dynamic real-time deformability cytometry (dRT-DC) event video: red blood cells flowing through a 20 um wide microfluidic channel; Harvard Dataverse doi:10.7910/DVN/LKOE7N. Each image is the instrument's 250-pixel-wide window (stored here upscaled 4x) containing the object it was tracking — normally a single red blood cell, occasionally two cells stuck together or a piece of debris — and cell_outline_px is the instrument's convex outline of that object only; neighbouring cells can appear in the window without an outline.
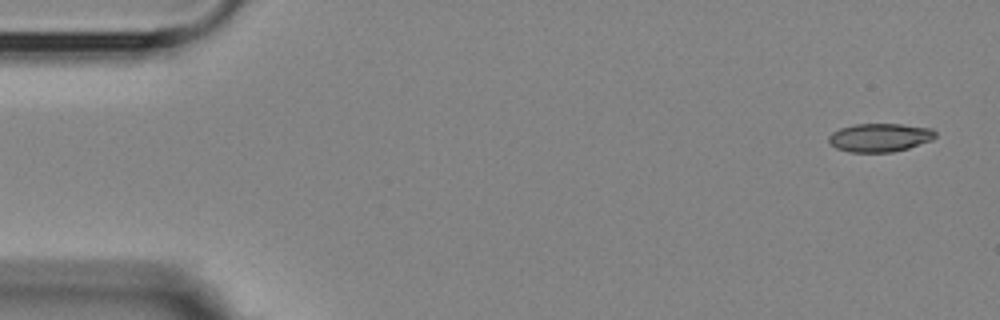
{"species": "Egyptian fruit bat (a non-hibernating species)", "species_latin": "Rousettus aegyptiacus", "temperature_condition": "room temperature", "stored_images_in_passage": 5, "segment_of_instrument_passage": [1, 2], "camera_frame_rate_fps": 3000, "um_per_image_px": 0.085, "animal": {"sex": "female"}, "frame": {"image": 1, "passage_image": 1, "time_ms": 0.0, "image_size_px": [1000, 320], "cell_outline_px": [[936, 136], [932, 140], [908, 148], [892, 152], [848, 152], [836, 148], [828, 140], [828, 136], [832, 132], [840, 128], [856, 124], [900, 124], [932, 128], [936, 132]], "centroid_in_image_um": [74.79, 11.69], "position_along_channel_um": 10.2, "area_um2": 17.69}}
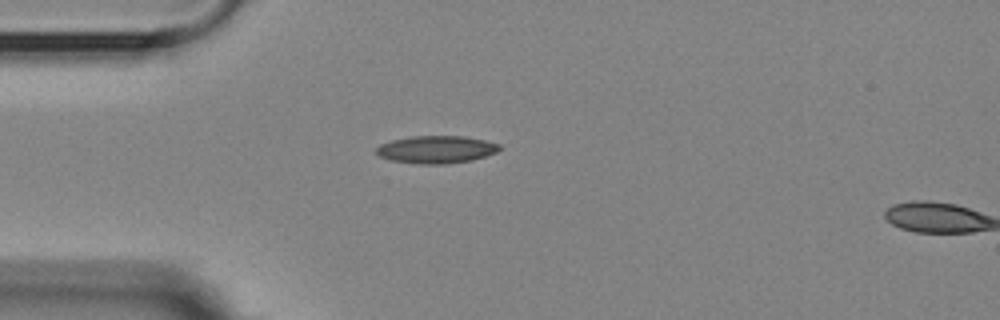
{"frame": {"image": 2, "passage_image": 4, "time_ms": 4.0, "image_size_px": [1000, 320], "cell_outline_px": [[500, 148], [496, 152], [472, 160], [444, 164], [416, 164], [388, 160], [380, 156], [376, 152], [376, 148], [380, 144], [392, 140], [412, 136], [464, 136], [484, 140], [500, 144]], "centroid_in_image_um": [37.05, 12.71], "position_along_channel_um": 47.9, "area_um2": 19.77}}